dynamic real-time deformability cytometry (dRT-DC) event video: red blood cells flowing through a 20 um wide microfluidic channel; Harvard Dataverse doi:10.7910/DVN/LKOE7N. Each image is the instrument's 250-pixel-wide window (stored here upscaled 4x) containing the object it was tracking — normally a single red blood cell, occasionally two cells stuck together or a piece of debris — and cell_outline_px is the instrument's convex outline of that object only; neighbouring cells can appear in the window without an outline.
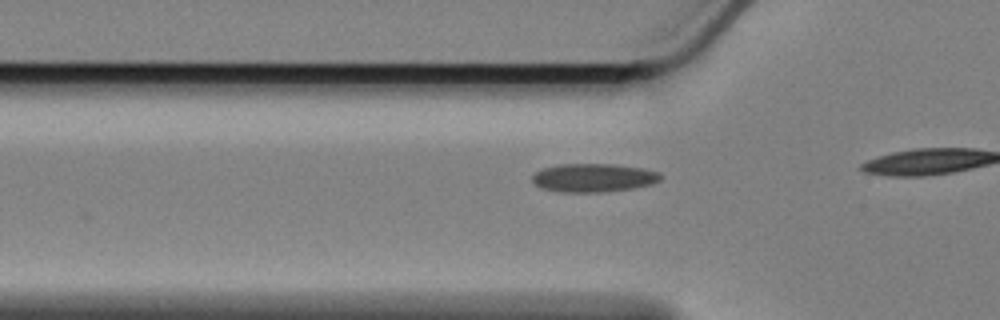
{"species": "Egyptian fruit bat (a non-hibernating species)", "species_latin": "Rousettus aegyptiacus", "temperature_condition": "cold", "stored_images_in_passage": 9, "camera_frame_rate_fps": 3000, "um_per_image_px": 0.085, "animal": {"sex": "female"}, "frame": {"image": 1, "passage_image": 6, "time_ms": 1.667, "image_size_px": [1000, 320], "cell_outline_px": [[660, 180], [652, 184], [632, 188], [604, 192], [560, 192], [544, 188], [536, 184], [532, 180], [532, 176], [540, 168], [560, 164], [612, 164], [644, 168], [660, 172]], "centroid_in_image_um": [50.45, 15.1], "position_along_channel_um": 75.4, "area_um2": 21.27}}